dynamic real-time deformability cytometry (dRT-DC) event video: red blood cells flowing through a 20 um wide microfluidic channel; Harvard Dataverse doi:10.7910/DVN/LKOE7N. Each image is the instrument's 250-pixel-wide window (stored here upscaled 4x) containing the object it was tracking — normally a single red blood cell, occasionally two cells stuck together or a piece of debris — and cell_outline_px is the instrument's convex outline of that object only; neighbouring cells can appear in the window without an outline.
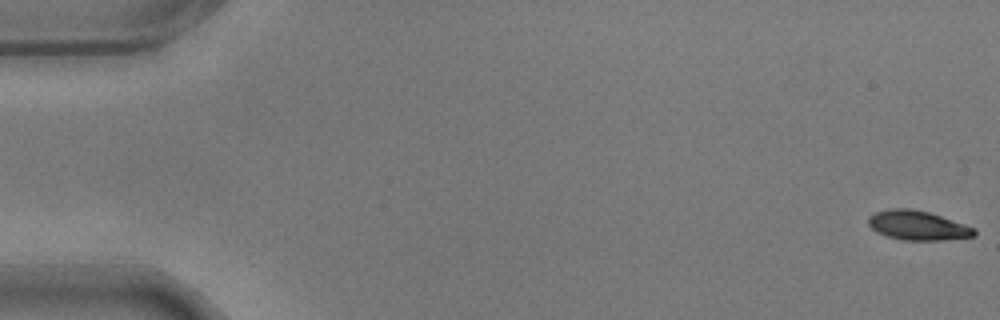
{"species": "common noctule bat (a hibernating species)", "species_latin": "Nyctalus noctula", "temperature_condition": "warm", "stored_images_in_passage": 28, "camera_frame_rate_fps": 3000, "um_per_image_px": 0.085, "animal": {"sex": "male", "body_mass_g": 17.9}, "frame": {"image": 1, "passage_image": 1, "time_ms": 0.0, "image_size_px": [1000, 320], "cell_outline_px": [[976, 236], [944, 240], [904, 240], [888, 236], [876, 232], [868, 224], [868, 216], [876, 212], [888, 208], [912, 208], [928, 212], [976, 228]], "centroid_in_image_um": [78.0, 19.16], "position_along_channel_um": 7.0, "area_um2": 18.15}}
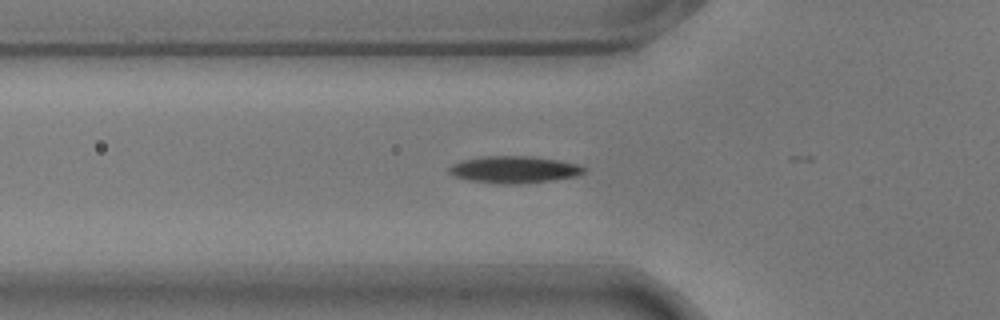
{"frame": {"image": 2, "passage_image": 20, "time_ms": 6.333, "image_size_px": [1000, 320], "cell_outline_px": [[584, 172], [576, 176], [552, 180], [516, 184], [504, 184], [468, 180], [452, 176], [448, 172], [448, 168], [452, 164], [460, 160], [480, 156], [532, 156], [560, 160], [580, 164], [584, 168]], "centroid_in_image_um": [43.66, 14.4], "position_along_channel_um": 82.1, "area_um2": 21.39}}
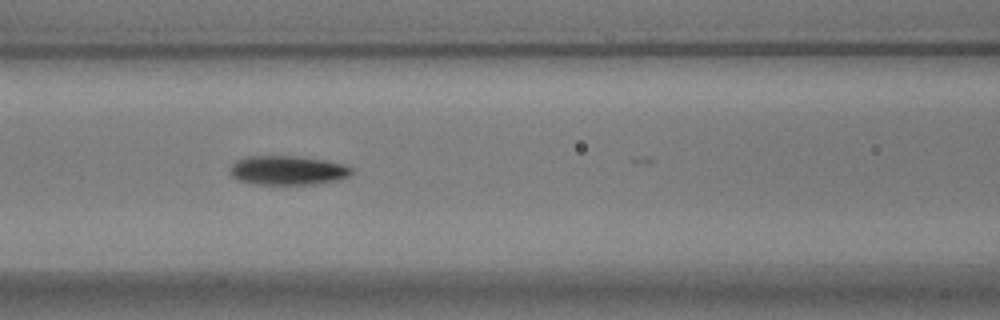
{"frame": {"image": 3, "passage_image": 25, "time_ms": 8.0, "image_size_px": [1000, 320], "cell_outline_px": [[356, 172], [340, 180], [316, 184], [256, 184], [240, 180], [232, 176], [228, 172], [228, 168], [236, 160], [248, 156], [292, 156], [324, 160], [344, 164], [352, 168]], "centroid_in_image_um": [24.47, 14.48], "position_along_channel_um": 142.1, "area_um2": 20.81}}